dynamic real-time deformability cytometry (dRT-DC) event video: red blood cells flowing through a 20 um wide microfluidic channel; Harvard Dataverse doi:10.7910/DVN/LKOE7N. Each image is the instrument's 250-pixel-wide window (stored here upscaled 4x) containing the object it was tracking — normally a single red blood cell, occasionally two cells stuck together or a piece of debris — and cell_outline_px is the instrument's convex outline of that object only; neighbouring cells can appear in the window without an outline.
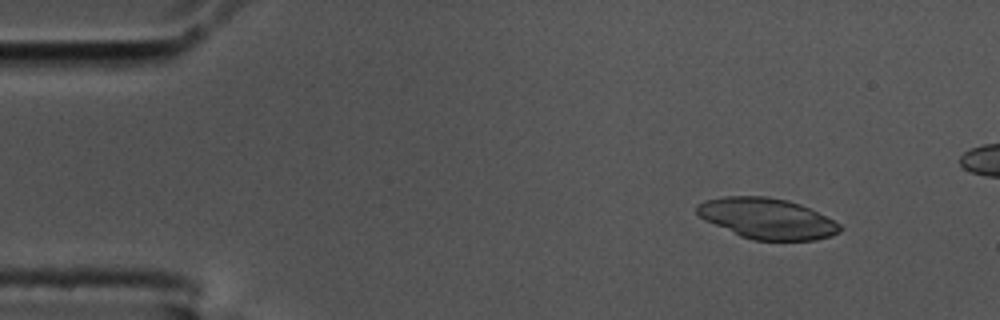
{"species": "common noctule bat (a hibernating species)", "species_latin": "Nyctalus noctula", "temperature_condition": "cold", "stored_images_in_passage": 46, "camera_frame_rate_fps": 3000, "um_per_image_px": 0.085, "animal": {"sex": "male", "body_mass_g": 17.5, "forearm_length_mm": 52.3}, "frame": {"image": 1, "passage_image": 1, "time_ms": 0.0, "image_size_px": [1000, 320], "cell_outline_px": [[844, 228], [840, 232], [832, 236], [816, 240], [752, 240], [740, 236], [704, 220], [696, 212], [696, 204], [704, 200], [724, 196], [768, 196], [788, 200], [800, 204], [840, 224]], "centroid_in_image_um": [65.18, 18.57], "position_along_channel_um": 19.8, "area_um2": 33.99}}